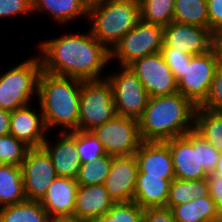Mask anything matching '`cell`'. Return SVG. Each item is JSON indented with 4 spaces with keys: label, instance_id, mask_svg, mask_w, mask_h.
Here are the masks:
<instances>
[{
    "label": "cell",
    "instance_id": "cell-1",
    "mask_svg": "<svg viewBox=\"0 0 222 222\" xmlns=\"http://www.w3.org/2000/svg\"><path fill=\"white\" fill-rule=\"evenodd\" d=\"M42 70L83 81L105 79L110 66V51L87 32L66 33L37 44ZM103 75V76H102Z\"/></svg>",
    "mask_w": 222,
    "mask_h": 222
},
{
    "label": "cell",
    "instance_id": "cell-2",
    "mask_svg": "<svg viewBox=\"0 0 222 222\" xmlns=\"http://www.w3.org/2000/svg\"><path fill=\"white\" fill-rule=\"evenodd\" d=\"M196 106L179 92L149 97L139 119L142 141L165 142L194 130Z\"/></svg>",
    "mask_w": 222,
    "mask_h": 222
},
{
    "label": "cell",
    "instance_id": "cell-3",
    "mask_svg": "<svg viewBox=\"0 0 222 222\" xmlns=\"http://www.w3.org/2000/svg\"><path fill=\"white\" fill-rule=\"evenodd\" d=\"M82 80L41 71L38 82V105L47 130H79V101Z\"/></svg>",
    "mask_w": 222,
    "mask_h": 222
},
{
    "label": "cell",
    "instance_id": "cell-4",
    "mask_svg": "<svg viewBox=\"0 0 222 222\" xmlns=\"http://www.w3.org/2000/svg\"><path fill=\"white\" fill-rule=\"evenodd\" d=\"M141 20L140 2L134 0H92L89 29L109 51Z\"/></svg>",
    "mask_w": 222,
    "mask_h": 222
},
{
    "label": "cell",
    "instance_id": "cell-5",
    "mask_svg": "<svg viewBox=\"0 0 222 222\" xmlns=\"http://www.w3.org/2000/svg\"><path fill=\"white\" fill-rule=\"evenodd\" d=\"M42 71L39 55L18 63L0 73V108L8 111L32 104L38 96V82Z\"/></svg>",
    "mask_w": 222,
    "mask_h": 222
},
{
    "label": "cell",
    "instance_id": "cell-6",
    "mask_svg": "<svg viewBox=\"0 0 222 222\" xmlns=\"http://www.w3.org/2000/svg\"><path fill=\"white\" fill-rule=\"evenodd\" d=\"M116 115L113 91L108 80H82L79 101V130L92 131Z\"/></svg>",
    "mask_w": 222,
    "mask_h": 222
},
{
    "label": "cell",
    "instance_id": "cell-7",
    "mask_svg": "<svg viewBox=\"0 0 222 222\" xmlns=\"http://www.w3.org/2000/svg\"><path fill=\"white\" fill-rule=\"evenodd\" d=\"M164 27L140 20L110 51V62L119 66L131 63L150 54L161 52ZM113 60V61H112Z\"/></svg>",
    "mask_w": 222,
    "mask_h": 222
},
{
    "label": "cell",
    "instance_id": "cell-8",
    "mask_svg": "<svg viewBox=\"0 0 222 222\" xmlns=\"http://www.w3.org/2000/svg\"><path fill=\"white\" fill-rule=\"evenodd\" d=\"M106 79L113 91V101L117 115L139 120L147 106L149 95L138 76L128 66H118Z\"/></svg>",
    "mask_w": 222,
    "mask_h": 222
},
{
    "label": "cell",
    "instance_id": "cell-9",
    "mask_svg": "<svg viewBox=\"0 0 222 222\" xmlns=\"http://www.w3.org/2000/svg\"><path fill=\"white\" fill-rule=\"evenodd\" d=\"M92 132L102 143L106 154L113 157L133 155L142 143L139 120L117 114Z\"/></svg>",
    "mask_w": 222,
    "mask_h": 222
},
{
    "label": "cell",
    "instance_id": "cell-10",
    "mask_svg": "<svg viewBox=\"0 0 222 222\" xmlns=\"http://www.w3.org/2000/svg\"><path fill=\"white\" fill-rule=\"evenodd\" d=\"M217 66L213 49L191 56L178 81V92L188 98L196 107L200 106L209 95Z\"/></svg>",
    "mask_w": 222,
    "mask_h": 222
},
{
    "label": "cell",
    "instance_id": "cell-11",
    "mask_svg": "<svg viewBox=\"0 0 222 222\" xmlns=\"http://www.w3.org/2000/svg\"><path fill=\"white\" fill-rule=\"evenodd\" d=\"M26 200L41 201L58 177L51 156L43 148H29L21 164Z\"/></svg>",
    "mask_w": 222,
    "mask_h": 222
},
{
    "label": "cell",
    "instance_id": "cell-12",
    "mask_svg": "<svg viewBox=\"0 0 222 222\" xmlns=\"http://www.w3.org/2000/svg\"><path fill=\"white\" fill-rule=\"evenodd\" d=\"M128 67L138 76L149 97L178 92V82L160 52L137 59Z\"/></svg>",
    "mask_w": 222,
    "mask_h": 222
},
{
    "label": "cell",
    "instance_id": "cell-13",
    "mask_svg": "<svg viewBox=\"0 0 222 222\" xmlns=\"http://www.w3.org/2000/svg\"><path fill=\"white\" fill-rule=\"evenodd\" d=\"M165 142L172 155L175 179L199 180L209 176L200 164L199 134L194 130Z\"/></svg>",
    "mask_w": 222,
    "mask_h": 222
},
{
    "label": "cell",
    "instance_id": "cell-14",
    "mask_svg": "<svg viewBox=\"0 0 222 222\" xmlns=\"http://www.w3.org/2000/svg\"><path fill=\"white\" fill-rule=\"evenodd\" d=\"M214 34L209 28L172 21L163 30V47L176 48L191 56L212 49Z\"/></svg>",
    "mask_w": 222,
    "mask_h": 222
},
{
    "label": "cell",
    "instance_id": "cell-15",
    "mask_svg": "<svg viewBox=\"0 0 222 222\" xmlns=\"http://www.w3.org/2000/svg\"><path fill=\"white\" fill-rule=\"evenodd\" d=\"M36 109L29 104L11 111L10 114V134L29 148L42 147L49 137L40 105Z\"/></svg>",
    "mask_w": 222,
    "mask_h": 222
},
{
    "label": "cell",
    "instance_id": "cell-16",
    "mask_svg": "<svg viewBox=\"0 0 222 222\" xmlns=\"http://www.w3.org/2000/svg\"><path fill=\"white\" fill-rule=\"evenodd\" d=\"M137 174L138 162L135 154L113 157L110 172L103 185L115 203L133 201Z\"/></svg>",
    "mask_w": 222,
    "mask_h": 222
},
{
    "label": "cell",
    "instance_id": "cell-17",
    "mask_svg": "<svg viewBox=\"0 0 222 222\" xmlns=\"http://www.w3.org/2000/svg\"><path fill=\"white\" fill-rule=\"evenodd\" d=\"M57 133L56 142L50 140L52 137L46 138L42 147L51 156L58 177L76 179L81 165L76 149V130Z\"/></svg>",
    "mask_w": 222,
    "mask_h": 222
},
{
    "label": "cell",
    "instance_id": "cell-18",
    "mask_svg": "<svg viewBox=\"0 0 222 222\" xmlns=\"http://www.w3.org/2000/svg\"><path fill=\"white\" fill-rule=\"evenodd\" d=\"M135 156L138 162V173L175 179L172 155L166 142L142 141Z\"/></svg>",
    "mask_w": 222,
    "mask_h": 222
},
{
    "label": "cell",
    "instance_id": "cell-19",
    "mask_svg": "<svg viewBox=\"0 0 222 222\" xmlns=\"http://www.w3.org/2000/svg\"><path fill=\"white\" fill-rule=\"evenodd\" d=\"M114 204L115 201L103 184L78 185L74 215L82 221L94 222L106 214Z\"/></svg>",
    "mask_w": 222,
    "mask_h": 222
},
{
    "label": "cell",
    "instance_id": "cell-20",
    "mask_svg": "<svg viewBox=\"0 0 222 222\" xmlns=\"http://www.w3.org/2000/svg\"><path fill=\"white\" fill-rule=\"evenodd\" d=\"M77 191L76 179L57 177L40 203L49 216L74 215Z\"/></svg>",
    "mask_w": 222,
    "mask_h": 222
},
{
    "label": "cell",
    "instance_id": "cell-21",
    "mask_svg": "<svg viewBox=\"0 0 222 222\" xmlns=\"http://www.w3.org/2000/svg\"><path fill=\"white\" fill-rule=\"evenodd\" d=\"M33 13L49 14L58 26H68L79 18L88 21L89 2L87 0H32Z\"/></svg>",
    "mask_w": 222,
    "mask_h": 222
},
{
    "label": "cell",
    "instance_id": "cell-22",
    "mask_svg": "<svg viewBox=\"0 0 222 222\" xmlns=\"http://www.w3.org/2000/svg\"><path fill=\"white\" fill-rule=\"evenodd\" d=\"M162 176H146L138 173L135 182L133 201L142 209L149 207H166L171 182Z\"/></svg>",
    "mask_w": 222,
    "mask_h": 222
},
{
    "label": "cell",
    "instance_id": "cell-23",
    "mask_svg": "<svg viewBox=\"0 0 222 222\" xmlns=\"http://www.w3.org/2000/svg\"><path fill=\"white\" fill-rule=\"evenodd\" d=\"M176 222H216L218 209L210 195L171 208Z\"/></svg>",
    "mask_w": 222,
    "mask_h": 222
},
{
    "label": "cell",
    "instance_id": "cell-24",
    "mask_svg": "<svg viewBox=\"0 0 222 222\" xmlns=\"http://www.w3.org/2000/svg\"><path fill=\"white\" fill-rule=\"evenodd\" d=\"M194 131L212 147L222 152V111L197 106L194 115Z\"/></svg>",
    "mask_w": 222,
    "mask_h": 222
},
{
    "label": "cell",
    "instance_id": "cell-25",
    "mask_svg": "<svg viewBox=\"0 0 222 222\" xmlns=\"http://www.w3.org/2000/svg\"><path fill=\"white\" fill-rule=\"evenodd\" d=\"M25 200L21 166L2 165L0 167V208Z\"/></svg>",
    "mask_w": 222,
    "mask_h": 222
},
{
    "label": "cell",
    "instance_id": "cell-26",
    "mask_svg": "<svg viewBox=\"0 0 222 222\" xmlns=\"http://www.w3.org/2000/svg\"><path fill=\"white\" fill-rule=\"evenodd\" d=\"M48 218L40 201L25 200L0 208V222H47Z\"/></svg>",
    "mask_w": 222,
    "mask_h": 222
},
{
    "label": "cell",
    "instance_id": "cell-27",
    "mask_svg": "<svg viewBox=\"0 0 222 222\" xmlns=\"http://www.w3.org/2000/svg\"><path fill=\"white\" fill-rule=\"evenodd\" d=\"M209 195V184L207 178L199 180L174 179L171 182L166 207L172 208L192 199Z\"/></svg>",
    "mask_w": 222,
    "mask_h": 222
},
{
    "label": "cell",
    "instance_id": "cell-28",
    "mask_svg": "<svg viewBox=\"0 0 222 222\" xmlns=\"http://www.w3.org/2000/svg\"><path fill=\"white\" fill-rule=\"evenodd\" d=\"M173 21L209 28L207 0H175Z\"/></svg>",
    "mask_w": 222,
    "mask_h": 222
},
{
    "label": "cell",
    "instance_id": "cell-29",
    "mask_svg": "<svg viewBox=\"0 0 222 222\" xmlns=\"http://www.w3.org/2000/svg\"><path fill=\"white\" fill-rule=\"evenodd\" d=\"M175 0H142L141 20L149 24L167 26L173 21Z\"/></svg>",
    "mask_w": 222,
    "mask_h": 222
},
{
    "label": "cell",
    "instance_id": "cell-30",
    "mask_svg": "<svg viewBox=\"0 0 222 222\" xmlns=\"http://www.w3.org/2000/svg\"><path fill=\"white\" fill-rule=\"evenodd\" d=\"M112 162L113 156L106 154L88 163H81L79 174L76 178L78 185L89 186L104 184L110 172Z\"/></svg>",
    "mask_w": 222,
    "mask_h": 222
},
{
    "label": "cell",
    "instance_id": "cell-31",
    "mask_svg": "<svg viewBox=\"0 0 222 222\" xmlns=\"http://www.w3.org/2000/svg\"><path fill=\"white\" fill-rule=\"evenodd\" d=\"M143 210L136 202H117L94 222H142Z\"/></svg>",
    "mask_w": 222,
    "mask_h": 222
},
{
    "label": "cell",
    "instance_id": "cell-32",
    "mask_svg": "<svg viewBox=\"0 0 222 222\" xmlns=\"http://www.w3.org/2000/svg\"><path fill=\"white\" fill-rule=\"evenodd\" d=\"M76 149L80 163H88L106 155L102 143L92 131L76 130Z\"/></svg>",
    "mask_w": 222,
    "mask_h": 222
},
{
    "label": "cell",
    "instance_id": "cell-33",
    "mask_svg": "<svg viewBox=\"0 0 222 222\" xmlns=\"http://www.w3.org/2000/svg\"><path fill=\"white\" fill-rule=\"evenodd\" d=\"M29 147L14 135L0 136V157L4 164L21 166Z\"/></svg>",
    "mask_w": 222,
    "mask_h": 222
},
{
    "label": "cell",
    "instance_id": "cell-34",
    "mask_svg": "<svg viewBox=\"0 0 222 222\" xmlns=\"http://www.w3.org/2000/svg\"><path fill=\"white\" fill-rule=\"evenodd\" d=\"M160 53L178 82L182 78L183 69L186 63H189L191 55L171 47H162Z\"/></svg>",
    "mask_w": 222,
    "mask_h": 222
},
{
    "label": "cell",
    "instance_id": "cell-35",
    "mask_svg": "<svg viewBox=\"0 0 222 222\" xmlns=\"http://www.w3.org/2000/svg\"><path fill=\"white\" fill-rule=\"evenodd\" d=\"M33 15L32 0H0V19Z\"/></svg>",
    "mask_w": 222,
    "mask_h": 222
},
{
    "label": "cell",
    "instance_id": "cell-36",
    "mask_svg": "<svg viewBox=\"0 0 222 222\" xmlns=\"http://www.w3.org/2000/svg\"><path fill=\"white\" fill-rule=\"evenodd\" d=\"M214 111H222V70L217 68L206 100L199 106Z\"/></svg>",
    "mask_w": 222,
    "mask_h": 222
},
{
    "label": "cell",
    "instance_id": "cell-37",
    "mask_svg": "<svg viewBox=\"0 0 222 222\" xmlns=\"http://www.w3.org/2000/svg\"><path fill=\"white\" fill-rule=\"evenodd\" d=\"M221 152L212 147L199 135V158L200 164L208 174L214 173Z\"/></svg>",
    "mask_w": 222,
    "mask_h": 222
},
{
    "label": "cell",
    "instance_id": "cell-38",
    "mask_svg": "<svg viewBox=\"0 0 222 222\" xmlns=\"http://www.w3.org/2000/svg\"><path fill=\"white\" fill-rule=\"evenodd\" d=\"M209 29L214 35L222 33V0H207Z\"/></svg>",
    "mask_w": 222,
    "mask_h": 222
},
{
    "label": "cell",
    "instance_id": "cell-39",
    "mask_svg": "<svg viewBox=\"0 0 222 222\" xmlns=\"http://www.w3.org/2000/svg\"><path fill=\"white\" fill-rule=\"evenodd\" d=\"M142 222H176L168 207H149L143 210Z\"/></svg>",
    "mask_w": 222,
    "mask_h": 222
},
{
    "label": "cell",
    "instance_id": "cell-40",
    "mask_svg": "<svg viewBox=\"0 0 222 222\" xmlns=\"http://www.w3.org/2000/svg\"><path fill=\"white\" fill-rule=\"evenodd\" d=\"M207 181L209 195L215 202L218 212H222V176L212 173L207 177Z\"/></svg>",
    "mask_w": 222,
    "mask_h": 222
},
{
    "label": "cell",
    "instance_id": "cell-41",
    "mask_svg": "<svg viewBox=\"0 0 222 222\" xmlns=\"http://www.w3.org/2000/svg\"><path fill=\"white\" fill-rule=\"evenodd\" d=\"M10 114L11 111L0 108V136L10 133Z\"/></svg>",
    "mask_w": 222,
    "mask_h": 222
},
{
    "label": "cell",
    "instance_id": "cell-42",
    "mask_svg": "<svg viewBox=\"0 0 222 222\" xmlns=\"http://www.w3.org/2000/svg\"><path fill=\"white\" fill-rule=\"evenodd\" d=\"M212 49L217 58V66L222 70V36L214 35L212 42Z\"/></svg>",
    "mask_w": 222,
    "mask_h": 222
},
{
    "label": "cell",
    "instance_id": "cell-43",
    "mask_svg": "<svg viewBox=\"0 0 222 222\" xmlns=\"http://www.w3.org/2000/svg\"><path fill=\"white\" fill-rule=\"evenodd\" d=\"M47 222H85L77 218L75 215L49 216Z\"/></svg>",
    "mask_w": 222,
    "mask_h": 222
},
{
    "label": "cell",
    "instance_id": "cell-44",
    "mask_svg": "<svg viewBox=\"0 0 222 222\" xmlns=\"http://www.w3.org/2000/svg\"><path fill=\"white\" fill-rule=\"evenodd\" d=\"M213 174L222 176V152L220 154V157H219L218 163H217V167H216Z\"/></svg>",
    "mask_w": 222,
    "mask_h": 222
},
{
    "label": "cell",
    "instance_id": "cell-45",
    "mask_svg": "<svg viewBox=\"0 0 222 222\" xmlns=\"http://www.w3.org/2000/svg\"><path fill=\"white\" fill-rule=\"evenodd\" d=\"M216 222H222V212H218Z\"/></svg>",
    "mask_w": 222,
    "mask_h": 222
},
{
    "label": "cell",
    "instance_id": "cell-46",
    "mask_svg": "<svg viewBox=\"0 0 222 222\" xmlns=\"http://www.w3.org/2000/svg\"><path fill=\"white\" fill-rule=\"evenodd\" d=\"M2 165H4V163H3V161H2V159H1V157H0V167H1Z\"/></svg>",
    "mask_w": 222,
    "mask_h": 222
}]
</instances>
